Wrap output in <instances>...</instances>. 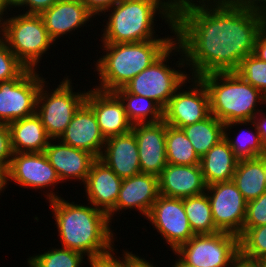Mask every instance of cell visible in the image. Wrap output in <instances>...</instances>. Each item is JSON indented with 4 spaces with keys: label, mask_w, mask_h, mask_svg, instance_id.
I'll return each instance as SVG.
<instances>
[{
    "label": "cell",
    "mask_w": 266,
    "mask_h": 267,
    "mask_svg": "<svg viewBox=\"0 0 266 267\" xmlns=\"http://www.w3.org/2000/svg\"><path fill=\"white\" fill-rule=\"evenodd\" d=\"M174 23L182 47L175 65L190 67L191 76L199 78L236 71L253 54L266 16L217 0H175Z\"/></svg>",
    "instance_id": "6da1fadb"
},
{
    "label": "cell",
    "mask_w": 266,
    "mask_h": 267,
    "mask_svg": "<svg viewBox=\"0 0 266 267\" xmlns=\"http://www.w3.org/2000/svg\"><path fill=\"white\" fill-rule=\"evenodd\" d=\"M53 191H47L46 199L55 217L61 246L87 255L89 264L114 257L115 236L108 214L92 204L68 202Z\"/></svg>",
    "instance_id": "7a4b0ae2"
},
{
    "label": "cell",
    "mask_w": 266,
    "mask_h": 267,
    "mask_svg": "<svg viewBox=\"0 0 266 267\" xmlns=\"http://www.w3.org/2000/svg\"><path fill=\"white\" fill-rule=\"evenodd\" d=\"M163 1V2H162ZM108 21L102 30V43L141 42L153 39H176L174 23L175 0H131L120 1L110 9ZM165 19L172 37H158L154 30L156 14ZM155 35V36H154ZM158 37V38H156Z\"/></svg>",
    "instance_id": "3957f363"
},
{
    "label": "cell",
    "mask_w": 266,
    "mask_h": 267,
    "mask_svg": "<svg viewBox=\"0 0 266 267\" xmlns=\"http://www.w3.org/2000/svg\"><path fill=\"white\" fill-rule=\"evenodd\" d=\"M176 39H153L141 42L102 43L106 53L96 60L100 86L96 89L114 92L123 87L157 60Z\"/></svg>",
    "instance_id": "277c9868"
},
{
    "label": "cell",
    "mask_w": 266,
    "mask_h": 267,
    "mask_svg": "<svg viewBox=\"0 0 266 267\" xmlns=\"http://www.w3.org/2000/svg\"><path fill=\"white\" fill-rule=\"evenodd\" d=\"M210 104V113L224 124L235 121H249L266 104V96L247 83L237 72H214L202 75Z\"/></svg>",
    "instance_id": "5b68a950"
},
{
    "label": "cell",
    "mask_w": 266,
    "mask_h": 267,
    "mask_svg": "<svg viewBox=\"0 0 266 267\" xmlns=\"http://www.w3.org/2000/svg\"><path fill=\"white\" fill-rule=\"evenodd\" d=\"M13 16L5 19L3 40L27 68L37 70L43 54L49 51L54 41L40 14L20 13Z\"/></svg>",
    "instance_id": "8992f818"
},
{
    "label": "cell",
    "mask_w": 266,
    "mask_h": 267,
    "mask_svg": "<svg viewBox=\"0 0 266 267\" xmlns=\"http://www.w3.org/2000/svg\"><path fill=\"white\" fill-rule=\"evenodd\" d=\"M175 52H182V47L177 41L123 88L131 94L150 98L165 109L175 91L190 77L185 71H177L167 65L169 56L172 57V53L176 54Z\"/></svg>",
    "instance_id": "52a82bcc"
},
{
    "label": "cell",
    "mask_w": 266,
    "mask_h": 267,
    "mask_svg": "<svg viewBox=\"0 0 266 267\" xmlns=\"http://www.w3.org/2000/svg\"><path fill=\"white\" fill-rule=\"evenodd\" d=\"M70 80L64 77L53 92L47 91L48 87L45 85L47 81H44L38 93L36 114L40 117L48 136L54 140H58L64 133L86 99V90L82 93L73 92L74 87Z\"/></svg>",
    "instance_id": "ba28073f"
},
{
    "label": "cell",
    "mask_w": 266,
    "mask_h": 267,
    "mask_svg": "<svg viewBox=\"0 0 266 267\" xmlns=\"http://www.w3.org/2000/svg\"><path fill=\"white\" fill-rule=\"evenodd\" d=\"M173 253L190 266L231 267L240 257L239 236L224 231L194 235Z\"/></svg>",
    "instance_id": "9c48e42d"
},
{
    "label": "cell",
    "mask_w": 266,
    "mask_h": 267,
    "mask_svg": "<svg viewBox=\"0 0 266 267\" xmlns=\"http://www.w3.org/2000/svg\"><path fill=\"white\" fill-rule=\"evenodd\" d=\"M39 71L26 68L17 78L0 82V123L9 124L36 113L41 84Z\"/></svg>",
    "instance_id": "30bf717a"
},
{
    "label": "cell",
    "mask_w": 266,
    "mask_h": 267,
    "mask_svg": "<svg viewBox=\"0 0 266 267\" xmlns=\"http://www.w3.org/2000/svg\"><path fill=\"white\" fill-rule=\"evenodd\" d=\"M212 217L219 231L240 236L246 218L247 202L232 180L207 186Z\"/></svg>",
    "instance_id": "8fae6325"
},
{
    "label": "cell",
    "mask_w": 266,
    "mask_h": 267,
    "mask_svg": "<svg viewBox=\"0 0 266 267\" xmlns=\"http://www.w3.org/2000/svg\"><path fill=\"white\" fill-rule=\"evenodd\" d=\"M187 81L192 83L186 88L188 90H184L182 86ZM210 114L209 95L204 83L199 78L190 76L170 98L164 109V121L167 125L183 128L204 120Z\"/></svg>",
    "instance_id": "7c38bea8"
},
{
    "label": "cell",
    "mask_w": 266,
    "mask_h": 267,
    "mask_svg": "<svg viewBox=\"0 0 266 267\" xmlns=\"http://www.w3.org/2000/svg\"><path fill=\"white\" fill-rule=\"evenodd\" d=\"M146 218L173 252L195 235L190 227L181 198L159 195Z\"/></svg>",
    "instance_id": "4fadbf2b"
},
{
    "label": "cell",
    "mask_w": 266,
    "mask_h": 267,
    "mask_svg": "<svg viewBox=\"0 0 266 267\" xmlns=\"http://www.w3.org/2000/svg\"><path fill=\"white\" fill-rule=\"evenodd\" d=\"M8 177L20 187L35 190L50 189L61 182L44 152L12 153Z\"/></svg>",
    "instance_id": "5bb4252c"
},
{
    "label": "cell",
    "mask_w": 266,
    "mask_h": 267,
    "mask_svg": "<svg viewBox=\"0 0 266 267\" xmlns=\"http://www.w3.org/2000/svg\"><path fill=\"white\" fill-rule=\"evenodd\" d=\"M131 131L138 143L141 173L158 177L167 165L165 121L136 124Z\"/></svg>",
    "instance_id": "9a60e30c"
},
{
    "label": "cell",
    "mask_w": 266,
    "mask_h": 267,
    "mask_svg": "<svg viewBox=\"0 0 266 267\" xmlns=\"http://www.w3.org/2000/svg\"><path fill=\"white\" fill-rule=\"evenodd\" d=\"M85 102L92 108L100 131L105 139L122 135L132 130L123 102L114 92L93 89L86 93Z\"/></svg>",
    "instance_id": "2e32d148"
},
{
    "label": "cell",
    "mask_w": 266,
    "mask_h": 267,
    "mask_svg": "<svg viewBox=\"0 0 266 267\" xmlns=\"http://www.w3.org/2000/svg\"><path fill=\"white\" fill-rule=\"evenodd\" d=\"M59 140L99 158L106 139L102 135L92 108L84 102L74 114Z\"/></svg>",
    "instance_id": "e0dca14e"
},
{
    "label": "cell",
    "mask_w": 266,
    "mask_h": 267,
    "mask_svg": "<svg viewBox=\"0 0 266 267\" xmlns=\"http://www.w3.org/2000/svg\"><path fill=\"white\" fill-rule=\"evenodd\" d=\"M159 195L158 177L155 175L139 173L123 179L115 208L108 217L112 220L114 214L122 209L134 208L147 217Z\"/></svg>",
    "instance_id": "ac0fdd59"
},
{
    "label": "cell",
    "mask_w": 266,
    "mask_h": 267,
    "mask_svg": "<svg viewBox=\"0 0 266 267\" xmlns=\"http://www.w3.org/2000/svg\"><path fill=\"white\" fill-rule=\"evenodd\" d=\"M159 194L187 198L206 192L207 185L199 165L167 164L158 176Z\"/></svg>",
    "instance_id": "d6986e66"
},
{
    "label": "cell",
    "mask_w": 266,
    "mask_h": 267,
    "mask_svg": "<svg viewBox=\"0 0 266 267\" xmlns=\"http://www.w3.org/2000/svg\"><path fill=\"white\" fill-rule=\"evenodd\" d=\"M123 179L99 158H96L89 170L84 184L89 204L109 214L119 196Z\"/></svg>",
    "instance_id": "ffe728a7"
},
{
    "label": "cell",
    "mask_w": 266,
    "mask_h": 267,
    "mask_svg": "<svg viewBox=\"0 0 266 267\" xmlns=\"http://www.w3.org/2000/svg\"><path fill=\"white\" fill-rule=\"evenodd\" d=\"M51 141L54 139L50 140L44 154L56 170L61 183L74 178L84 183L96 158L87 151L62 143L59 139L57 144V139L53 143Z\"/></svg>",
    "instance_id": "44dd1931"
},
{
    "label": "cell",
    "mask_w": 266,
    "mask_h": 267,
    "mask_svg": "<svg viewBox=\"0 0 266 267\" xmlns=\"http://www.w3.org/2000/svg\"><path fill=\"white\" fill-rule=\"evenodd\" d=\"M50 38L56 42L63 35L86 26L95 16L79 0H58L41 14ZM91 18V19H90Z\"/></svg>",
    "instance_id": "7402d4cb"
},
{
    "label": "cell",
    "mask_w": 266,
    "mask_h": 267,
    "mask_svg": "<svg viewBox=\"0 0 266 267\" xmlns=\"http://www.w3.org/2000/svg\"><path fill=\"white\" fill-rule=\"evenodd\" d=\"M99 159L121 179L141 173L138 143L132 131L106 139Z\"/></svg>",
    "instance_id": "603a6c76"
},
{
    "label": "cell",
    "mask_w": 266,
    "mask_h": 267,
    "mask_svg": "<svg viewBox=\"0 0 266 267\" xmlns=\"http://www.w3.org/2000/svg\"><path fill=\"white\" fill-rule=\"evenodd\" d=\"M8 128L12 153L44 152L51 140L36 113L9 123Z\"/></svg>",
    "instance_id": "cb8c5ba5"
},
{
    "label": "cell",
    "mask_w": 266,
    "mask_h": 267,
    "mask_svg": "<svg viewBox=\"0 0 266 267\" xmlns=\"http://www.w3.org/2000/svg\"><path fill=\"white\" fill-rule=\"evenodd\" d=\"M238 159L225 138L214 145L201 159L200 166L206 185L232 180Z\"/></svg>",
    "instance_id": "d4e9b609"
},
{
    "label": "cell",
    "mask_w": 266,
    "mask_h": 267,
    "mask_svg": "<svg viewBox=\"0 0 266 267\" xmlns=\"http://www.w3.org/2000/svg\"><path fill=\"white\" fill-rule=\"evenodd\" d=\"M232 181L246 202L266 192V156L238 160Z\"/></svg>",
    "instance_id": "484cf974"
},
{
    "label": "cell",
    "mask_w": 266,
    "mask_h": 267,
    "mask_svg": "<svg viewBox=\"0 0 266 267\" xmlns=\"http://www.w3.org/2000/svg\"><path fill=\"white\" fill-rule=\"evenodd\" d=\"M114 93L123 102L126 116L132 125L157 123L164 120V109L154 100L127 92L123 87Z\"/></svg>",
    "instance_id": "4316f807"
},
{
    "label": "cell",
    "mask_w": 266,
    "mask_h": 267,
    "mask_svg": "<svg viewBox=\"0 0 266 267\" xmlns=\"http://www.w3.org/2000/svg\"><path fill=\"white\" fill-rule=\"evenodd\" d=\"M182 129L200 159L224 138V123L212 114L204 120L184 126Z\"/></svg>",
    "instance_id": "83f0119b"
},
{
    "label": "cell",
    "mask_w": 266,
    "mask_h": 267,
    "mask_svg": "<svg viewBox=\"0 0 266 267\" xmlns=\"http://www.w3.org/2000/svg\"><path fill=\"white\" fill-rule=\"evenodd\" d=\"M247 123H250L249 125H253V129H255L254 133L251 130L247 131V129H245V132L240 131V133L237 134V137L234 140L229 137L230 134L227 131H230L231 128H235L233 126H242L244 124L247 126ZM224 138L228 142L229 147L238 160L253 159L260 156H266V148L261 142L260 134L258 133L253 120L235 121L229 124H224Z\"/></svg>",
    "instance_id": "f1b7e54d"
},
{
    "label": "cell",
    "mask_w": 266,
    "mask_h": 267,
    "mask_svg": "<svg viewBox=\"0 0 266 267\" xmlns=\"http://www.w3.org/2000/svg\"><path fill=\"white\" fill-rule=\"evenodd\" d=\"M183 205L195 235L219 232L214 224L210 201L206 193L183 198Z\"/></svg>",
    "instance_id": "f546056e"
},
{
    "label": "cell",
    "mask_w": 266,
    "mask_h": 267,
    "mask_svg": "<svg viewBox=\"0 0 266 267\" xmlns=\"http://www.w3.org/2000/svg\"><path fill=\"white\" fill-rule=\"evenodd\" d=\"M167 164L199 165L200 158L182 128L166 124Z\"/></svg>",
    "instance_id": "4dcf8cb0"
},
{
    "label": "cell",
    "mask_w": 266,
    "mask_h": 267,
    "mask_svg": "<svg viewBox=\"0 0 266 267\" xmlns=\"http://www.w3.org/2000/svg\"><path fill=\"white\" fill-rule=\"evenodd\" d=\"M85 256L68 248H52L46 252L29 257V267H82Z\"/></svg>",
    "instance_id": "1f68e13d"
},
{
    "label": "cell",
    "mask_w": 266,
    "mask_h": 267,
    "mask_svg": "<svg viewBox=\"0 0 266 267\" xmlns=\"http://www.w3.org/2000/svg\"><path fill=\"white\" fill-rule=\"evenodd\" d=\"M240 257L260 262L266 257V225L243 228L239 236Z\"/></svg>",
    "instance_id": "d6a6232c"
},
{
    "label": "cell",
    "mask_w": 266,
    "mask_h": 267,
    "mask_svg": "<svg viewBox=\"0 0 266 267\" xmlns=\"http://www.w3.org/2000/svg\"><path fill=\"white\" fill-rule=\"evenodd\" d=\"M235 72L266 96V62L251 54L241 61Z\"/></svg>",
    "instance_id": "836d02e7"
},
{
    "label": "cell",
    "mask_w": 266,
    "mask_h": 267,
    "mask_svg": "<svg viewBox=\"0 0 266 267\" xmlns=\"http://www.w3.org/2000/svg\"><path fill=\"white\" fill-rule=\"evenodd\" d=\"M26 68L6 42L0 40V82L17 78Z\"/></svg>",
    "instance_id": "e575fe53"
},
{
    "label": "cell",
    "mask_w": 266,
    "mask_h": 267,
    "mask_svg": "<svg viewBox=\"0 0 266 267\" xmlns=\"http://www.w3.org/2000/svg\"><path fill=\"white\" fill-rule=\"evenodd\" d=\"M266 225V192L257 199L247 202L243 228Z\"/></svg>",
    "instance_id": "d590c367"
},
{
    "label": "cell",
    "mask_w": 266,
    "mask_h": 267,
    "mask_svg": "<svg viewBox=\"0 0 266 267\" xmlns=\"http://www.w3.org/2000/svg\"><path fill=\"white\" fill-rule=\"evenodd\" d=\"M12 157L8 124L0 123V166L9 167Z\"/></svg>",
    "instance_id": "8d00e7d4"
},
{
    "label": "cell",
    "mask_w": 266,
    "mask_h": 267,
    "mask_svg": "<svg viewBox=\"0 0 266 267\" xmlns=\"http://www.w3.org/2000/svg\"><path fill=\"white\" fill-rule=\"evenodd\" d=\"M222 3L241 7L266 16V0H217Z\"/></svg>",
    "instance_id": "74e56055"
},
{
    "label": "cell",
    "mask_w": 266,
    "mask_h": 267,
    "mask_svg": "<svg viewBox=\"0 0 266 267\" xmlns=\"http://www.w3.org/2000/svg\"><path fill=\"white\" fill-rule=\"evenodd\" d=\"M58 0H21L15 7L23 9L26 7V14H41L44 10L49 9Z\"/></svg>",
    "instance_id": "f35d334b"
},
{
    "label": "cell",
    "mask_w": 266,
    "mask_h": 267,
    "mask_svg": "<svg viewBox=\"0 0 266 267\" xmlns=\"http://www.w3.org/2000/svg\"><path fill=\"white\" fill-rule=\"evenodd\" d=\"M94 15L102 16L106 10L118 4L120 0H79Z\"/></svg>",
    "instance_id": "ab89813d"
},
{
    "label": "cell",
    "mask_w": 266,
    "mask_h": 267,
    "mask_svg": "<svg viewBox=\"0 0 266 267\" xmlns=\"http://www.w3.org/2000/svg\"><path fill=\"white\" fill-rule=\"evenodd\" d=\"M253 55L261 61L266 62V25L259 32Z\"/></svg>",
    "instance_id": "60d3db41"
},
{
    "label": "cell",
    "mask_w": 266,
    "mask_h": 267,
    "mask_svg": "<svg viewBox=\"0 0 266 267\" xmlns=\"http://www.w3.org/2000/svg\"><path fill=\"white\" fill-rule=\"evenodd\" d=\"M123 252V258L129 263L131 267H154L151 261L147 262V259L145 260L144 258H141V256L139 257L138 255H135L132 252H129L128 250H125Z\"/></svg>",
    "instance_id": "b9f144b4"
},
{
    "label": "cell",
    "mask_w": 266,
    "mask_h": 267,
    "mask_svg": "<svg viewBox=\"0 0 266 267\" xmlns=\"http://www.w3.org/2000/svg\"><path fill=\"white\" fill-rule=\"evenodd\" d=\"M261 112V113H260ZM261 109L257 115L253 118V122L257 128L258 133L260 134L261 142L266 148V114L262 113ZM259 116V118H258Z\"/></svg>",
    "instance_id": "7bdbcfd3"
},
{
    "label": "cell",
    "mask_w": 266,
    "mask_h": 267,
    "mask_svg": "<svg viewBox=\"0 0 266 267\" xmlns=\"http://www.w3.org/2000/svg\"><path fill=\"white\" fill-rule=\"evenodd\" d=\"M121 258L122 260H120L119 257L117 258L116 256H114L104 261L90 263L89 265L91 267H131L123 257Z\"/></svg>",
    "instance_id": "ee69618b"
},
{
    "label": "cell",
    "mask_w": 266,
    "mask_h": 267,
    "mask_svg": "<svg viewBox=\"0 0 266 267\" xmlns=\"http://www.w3.org/2000/svg\"><path fill=\"white\" fill-rule=\"evenodd\" d=\"M8 183H9L8 168L0 166V193L4 191Z\"/></svg>",
    "instance_id": "f6af8a7d"
},
{
    "label": "cell",
    "mask_w": 266,
    "mask_h": 267,
    "mask_svg": "<svg viewBox=\"0 0 266 267\" xmlns=\"http://www.w3.org/2000/svg\"><path fill=\"white\" fill-rule=\"evenodd\" d=\"M231 267H262L260 262H251L239 257Z\"/></svg>",
    "instance_id": "bcb514c9"
},
{
    "label": "cell",
    "mask_w": 266,
    "mask_h": 267,
    "mask_svg": "<svg viewBox=\"0 0 266 267\" xmlns=\"http://www.w3.org/2000/svg\"><path fill=\"white\" fill-rule=\"evenodd\" d=\"M4 14L6 13H4V11L0 9V40L4 39V28H5V18L3 17Z\"/></svg>",
    "instance_id": "7dc6e473"
},
{
    "label": "cell",
    "mask_w": 266,
    "mask_h": 267,
    "mask_svg": "<svg viewBox=\"0 0 266 267\" xmlns=\"http://www.w3.org/2000/svg\"><path fill=\"white\" fill-rule=\"evenodd\" d=\"M13 8L14 6L8 1V0H0V9L3 10L5 13L8 14L7 10L11 8Z\"/></svg>",
    "instance_id": "c3c4849f"
},
{
    "label": "cell",
    "mask_w": 266,
    "mask_h": 267,
    "mask_svg": "<svg viewBox=\"0 0 266 267\" xmlns=\"http://www.w3.org/2000/svg\"><path fill=\"white\" fill-rule=\"evenodd\" d=\"M172 267H195V266H190L186 263H184L179 257L178 259L175 260L174 265Z\"/></svg>",
    "instance_id": "681fc988"
},
{
    "label": "cell",
    "mask_w": 266,
    "mask_h": 267,
    "mask_svg": "<svg viewBox=\"0 0 266 267\" xmlns=\"http://www.w3.org/2000/svg\"><path fill=\"white\" fill-rule=\"evenodd\" d=\"M15 8V6L21 1V0H8Z\"/></svg>",
    "instance_id": "f907efd6"
},
{
    "label": "cell",
    "mask_w": 266,
    "mask_h": 267,
    "mask_svg": "<svg viewBox=\"0 0 266 267\" xmlns=\"http://www.w3.org/2000/svg\"><path fill=\"white\" fill-rule=\"evenodd\" d=\"M260 263L262 264V267H266V257L260 261Z\"/></svg>",
    "instance_id": "816d5d0a"
}]
</instances>
